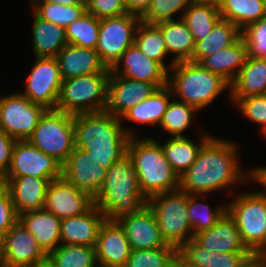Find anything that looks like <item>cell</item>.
<instances>
[{"label":"cell","mask_w":266,"mask_h":267,"mask_svg":"<svg viewBox=\"0 0 266 267\" xmlns=\"http://www.w3.org/2000/svg\"><path fill=\"white\" fill-rule=\"evenodd\" d=\"M237 155L234 143L211 135L202 145L193 164L179 177V189L202 196L246 181Z\"/></svg>","instance_id":"cell-1"},{"label":"cell","mask_w":266,"mask_h":267,"mask_svg":"<svg viewBox=\"0 0 266 267\" xmlns=\"http://www.w3.org/2000/svg\"><path fill=\"white\" fill-rule=\"evenodd\" d=\"M130 129H124L121 118L106 111L74 115L75 147L84 149L104 168L127 155Z\"/></svg>","instance_id":"cell-2"},{"label":"cell","mask_w":266,"mask_h":267,"mask_svg":"<svg viewBox=\"0 0 266 267\" xmlns=\"http://www.w3.org/2000/svg\"><path fill=\"white\" fill-rule=\"evenodd\" d=\"M94 204L106 216V220L119 218L139 212L147 199L141 193L137 173L131 158L126 155L107 169L104 184Z\"/></svg>","instance_id":"cell-3"},{"label":"cell","mask_w":266,"mask_h":267,"mask_svg":"<svg viewBox=\"0 0 266 267\" xmlns=\"http://www.w3.org/2000/svg\"><path fill=\"white\" fill-rule=\"evenodd\" d=\"M127 155L133 162L140 191L146 199L179 189V176L168 163L161 143L156 139L130 137Z\"/></svg>","instance_id":"cell-4"},{"label":"cell","mask_w":266,"mask_h":267,"mask_svg":"<svg viewBox=\"0 0 266 267\" xmlns=\"http://www.w3.org/2000/svg\"><path fill=\"white\" fill-rule=\"evenodd\" d=\"M173 73L168 75V86L181 102L195 107L198 111L211 103L231 84L221 75L203 68L191 61L174 63Z\"/></svg>","instance_id":"cell-5"},{"label":"cell","mask_w":266,"mask_h":267,"mask_svg":"<svg viewBox=\"0 0 266 267\" xmlns=\"http://www.w3.org/2000/svg\"><path fill=\"white\" fill-rule=\"evenodd\" d=\"M111 68L62 80L56 109L72 115L102 112L107 105Z\"/></svg>","instance_id":"cell-6"},{"label":"cell","mask_w":266,"mask_h":267,"mask_svg":"<svg viewBox=\"0 0 266 267\" xmlns=\"http://www.w3.org/2000/svg\"><path fill=\"white\" fill-rule=\"evenodd\" d=\"M27 140L63 165L75 148L74 115L47 109Z\"/></svg>","instance_id":"cell-7"},{"label":"cell","mask_w":266,"mask_h":267,"mask_svg":"<svg viewBox=\"0 0 266 267\" xmlns=\"http://www.w3.org/2000/svg\"><path fill=\"white\" fill-rule=\"evenodd\" d=\"M147 205L156 216L162 237L167 244L179 249L194 237L193 233L189 232L192 227L187 216L186 192L177 189L157 194L147 199Z\"/></svg>","instance_id":"cell-8"},{"label":"cell","mask_w":266,"mask_h":267,"mask_svg":"<svg viewBox=\"0 0 266 267\" xmlns=\"http://www.w3.org/2000/svg\"><path fill=\"white\" fill-rule=\"evenodd\" d=\"M246 247L258 254L266 248V195L262 191L238 195L226 205Z\"/></svg>","instance_id":"cell-9"},{"label":"cell","mask_w":266,"mask_h":267,"mask_svg":"<svg viewBox=\"0 0 266 267\" xmlns=\"http://www.w3.org/2000/svg\"><path fill=\"white\" fill-rule=\"evenodd\" d=\"M140 22V16L132 13L100 19L98 43L95 50L107 68H112L122 54L135 43V35Z\"/></svg>","instance_id":"cell-10"},{"label":"cell","mask_w":266,"mask_h":267,"mask_svg":"<svg viewBox=\"0 0 266 267\" xmlns=\"http://www.w3.org/2000/svg\"><path fill=\"white\" fill-rule=\"evenodd\" d=\"M47 109L21 93L0 98V130L16 140H27Z\"/></svg>","instance_id":"cell-11"},{"label":"cell","mask_w":266,"mask_h":267,"mask_svg":"<svg viewBox=\"0 0 266 267\" xmlns=\"http://www.w3.org/2000/svg\"><path fill=\"white\" fill-rule=\"evenodd\" d=\"M23 94L32 103L56 109L62 78L56 58L36 57Z\"/></svg>","instance_id":"cell-12"},{"label":"cell","mask_w":266,"mask_h":267,"mask_svg":"<svg viewBox=\"0 0 266 267\" xmlns=\"http://www.w3.org/2000/svg\"><path fill=\"white\" fill-rule=\"evenodd\" d=\"M33 176L44 179L62 177V164L38 150L28 140L14 144L9 170L4 177Z\"/></svg>","instance_id":"cell-13"},{"label":"cell","mask_w":266,"mask_h":267,"mask_svg":"<svg viewBox=\"0 0 266 267\" xmlns=\"http://www.w3.org/2000/svg\"><path fill=\"white\" fill-rule=\"evenodd\" d=\"M107 169L93 159L84 149L75 147L62 165V177L78 190L88 193L93 199L102 188Z\"/></svg>","instance_id":"cell-14"},{"label":"cell","mask_w":266,"mask_h":267,"mask_svg":"<svg viewBox=\"0 0 266 267\" xmlns=\"http://www.w3.org/2000/svg\"><path fill=\"white\" fill-rule=\"evenodd\" d=\"M93 205L94 199L88 193L61 177L49 183L43 209L64 219L84 214Z\"/></svg>","instance_id":"cell-15"},{"label":"cell","mask_w":266,"mask_h":267,"mask_svg":"<svg viewBox=\"0 0 266 267\" xmlns=\"http://www.w3.org/2000/svg\"><path fill=\"white\" fill-rule=\"evenodd\" d=\"M157 90L153 83L137 81L110 73L105 111L121 118L132 107Z\"/></svg>","instance_id":"cell-16"},{"label":"cell","mask_w":266,"mask_h":267,"mask_svg":"<svg viewBox=\"0 0 266 267\" xmlns=\"http://www.w3.org/2000/svg\"><path fill=\"white\" fill-rule=\"evenodd\" d=\"M123 228L131 250L158 249L168 244L163 239L156 216L148 205L139 212L117 220Z\"/></svg>","instance_id":"cell-17"},{"label":"cell","mask_w":266,"mask_h":267,"mask_svg":"<svg viewBox=\"0 0 266 267\" xmlns=\"http://www.w3.org/2000/svg\"><path fill=\"white\" fill-rule=\"evenodd\" d=\"M47 255L31 233L17 221L4 235L0 262L7 267H28Z\"/></svg>","instance_id":"cell-18"},{"label":"cell","mask_w":266,"mask_h":267,"mask_svg":"<svg viewBox=\"0 0 266 267\" xmlns=\"http://www.w3.org/2000/svg\"><path fill=\"white\" fill-rule=\"evenodd\" d=\"M121 65L124 67L122 71ZM111 72L129 79L153 83L157 88L168 85L169 71L161 63L142 53L135 43L122 54Z\"/></svg>","instance_id":"cell-19"},{"label":"cell","mask_w":266,"mask_h":267,"mask_svg":"<svg viewBox=\"0 0 266 267\" xmlns=\"http://www.w3.org/2000/svg\"><path fill=\"white\" fill-rule=\"evenodd\" d=\"M95 249L99 267H124L131 252L123 228L111 220L102 224Z\"/></svg>","instance_id":"cell-20"},{"label":"cell","mask_w":266,"mask_h":267,"mask_svg":"<svg viewBox=\"0 0 266 267\" xmlns=\"http://www.w3.org/2000/svg\"><path fill=\"white\" fill-rule=\"evenodd\" d=\"M55 179H44L33 176L3 177L10 192L12 203L17 214L42 210L49 183Z\"/></svg>","instance_id":"cell-21"},{"label":"cell","mask_w":266,"mask_h":267,"mask_svg":"<svg viewBox=\"0 0 266 267\" xmlns=\"http://www.w3.org/2000/svg\"><path fill=\"white\" fill-rule=\"evenodd\" d=\"M106 216L94 204L87 212L61 219L60 242L71 245L95 246Z\"/></svg>","instance_id":"cell-22"},{"label":"cell","mask_w":266,"mask_h":267,"mask_svg":"<svg viewBox=\"0 0 266 267\" xmlns=\"http://www.w3.org/2000/svg\"><path fill=\"white\" fill-rule=\"evenodd\" d=\"M193 239L206 250L215 253L251 252L227 212L212 228L195 234Z\"/></svg>","instance_id":"cell-23"},{"label":"cell","mask_w":266,"mask_h":267,"mask_svg":"<svg viewBox=\"0 0 266 267\" xmlns=\"http://www.w3.org/2000/svg\"><path fill=\"white\" fill-rule=\"evenodd\" d=\"M62 80L104 72L107 67L95 49L67 44L55 57Z\"/></svg>","instance_id":"cell-24"},{"label":"cell","mask_w":266,"mask_h":267,"mask_svg":"<svg viewBox=\"0 0 266 267\" xmlns=\"http://www.w3.org/2000/svg\"><path fill=\"white\" fill-rule=\"evenodd\" d=\"M18 221L31 233L46 255L59 246L61 219L53 213L44 209L30 211L19 214Z\"/></svg>","instance_id":"cell-25"},{"label":"cell","mask_w":266,"mask_h":267,"mask_svg":"<svg viewBox=\"0 0 266 267\" xmlns=\"http://www.w3.org/2000/svg\"><path fill=\"white\" fill-rule=\"evenodd\" d=\"M248 48L241 36L235 43L204 57L199 64L209 71L221 75L230 84L235 80L248 58Z\"/></svg>","instance_id":"cell-26"},{"label":"cell","mask_w":266,"mask_h":267,"mask_svg":"<svg viewBox=\"0 0 266 267\" xmlns=\"http://www.w3.org/2000/svg\"><path fill=\"white\" fill-rule=\"evenodd\" d=\"M230 89L236 103L248 96L266 95V58L248 56Z\"/></svg>","instance_id":"cell-27"},{"label":"cell","mask_w":266,"mask_h":267,"mask_svg":"<svg viewBox=\"0 0 266 267\" xmlns=\"http://www.w3.org/2000/svg\"><path fill=\"white\" fill-rule=\"evenodd\" d=\"M156 25L163 33L168 54H176L170 63V67L178 62H192L196 42L182 18L162 21Z\"/></svg>","instance_id":"cell-28"},{"label":"cell","mask_w":266,"mask_h":267,"mask_svg":"<svg viewBox=\"0 0 266 267\" xmlns=\"http://www.w3.org/2000/svg\"><path fill=\"white\" fill-rule=\"evenodd\" d=\"M32 44L36 57L55 58L68 44L65 28L38 17L34 12Z\"/></svg>","instance_id":"cell-29"},{"label":"cell","mask_w":266,"mask_h":267,"mask_svg":"<svg viewBox=\"0 0 266 267\" xmlns=\"http://www.w3.org/2000/svg\"><path fill=\"white\" fill-rule=\"evenodd\" d=\"M241 37V29L229 20L220 18L204 39L195 43L192 62L199 63L204 57L235 43Z\"/></svg>","instance_id":"cell-30"},{"label":"cell","mask_w":266,"mask_h":267,"mask_svg":"<svg viewBox=\"0 0 266 267\" xmlns=\"http://www.w3.org/2000/svg\"><path fill=\"white\" fill-rule=\"evenodd\" d=\"M171 95L173 96L168 85L157 88L148 98L142 100L125 113L121 117V120L128 119L132 122L152 125L157 124L160 126L166 108L170 102L169 98Z\"/></svg>","instance_id":"cell-31"},{"label":"cell","mask_w":266,"mask_h":267,"mask_svg":"<svg viewBox=\"0 0 266 267\" xmlns=\"http://www.w3.org/2000/svg\"><path fill=\"white\" fill-rule=\"evenodd\" d=\"M210 137L208 134L202 135L199 146L185 136L172 137L161 144L165 158L179 177L193 164L202 145Z\"/></svg>","instance_id":"cell-32"},{"label":"cell","mask_w":266,"mask_h":267,"mask_svg":"<svg viewBox=\"0 0 266 267\" xmlns=\"http://www.w3.org/2000/svg\"><path fill=\"white\" fill-rule=\"evenodd\" d=\"M218 9L222 19L229 20L243 30L262 18L266 4L263 0H220Z\"/></svg>","instance_id":"cell-33"},{"label":"cell","mask_w":266,"mask_h":267,"mask_svg":"<svg viewBox=\"0 0 266 267\" xmlns=\"http://www.w3.org/2000/svg\"><path fill=\"white\" fill-rule=\"evenodd\" d=\"M181 18L197 42L208 36L221 15L217 4L192 2Z\"/></svg>","instance_id":"cell-34"},{"label":"cell","mask_w":266,"mask_h":267,"mask_svg":"<svg viewBox=\"0 0 266 267\" xmlns=\"http://www.w3.org/2000/svg\"><path fill=\"white\" fill-rule=\"evenodd\" d=\"M135 44L147 57L161 63L167 70L171 68L163 61L168 52L163 33L156 24L141 21L136 31Z\"/></svg>","instance_id":"cell-35"},{"label":"cell","mask_w":266,"mask_h":267,"mask_svg":"<svg viewBox=\"0 0 266 267\" xmlns=\"http://www.w3.org/2000/svg\"><path fill=\"white\" fill-rule=\"evenodd\" d=\"M48 256L56 267H95L98 263L95 246L61 243Z\"/></svg>","instance_id":"cell-36"},{"label":"cell","mask_w":266,"mask_h":267,"mask_svg":"<svg viewBox=\"0 0 266 267\" xmlns=\"http://www.w3.org/2000/svg\"><path fill=\"white\" fill-rule=\"evenodd\" d=\"M100 19L87 11L65 28L68 44L95 49L98 43Z\"/></svg>","instance_id":"cell-37"},{"label":"cell","mask_w":266,"mask_h":267,"mask_svg":"<svg viewBox=\"0 0 266 267\" xmlns=\"http://www.w3.org/2000/svg\"><path fill=\"white\" fill-rule=\"evenodd\" d=\"M198 194L187 193V211L193 235L212 228L227 212L223 204L212 210L208 204L197 201Z\"/></svg>","instance_id":"cell-38"},{"label":"cell","mask_w":266,"mask_h":267,"mask_svg":"<svg viewBox=\"0 0 266 267\" xmlns=\"http://www.w3.org/2000/svg\"><path fill=\"white\" fill-rule=\"evenodd\" d=\"M86 6L87 5H62L49 2H34L33 12L43 20L66 28L87 11Z\"/></svg>","instance_id":"cell-39"},{"label":"cell","mask_w":266,"mask_h":267,"mask_svg":"<svg viewBox=\"0 0 266 267\" xmlns=\"http://www.w3.org/2000/svg\"><path fill=\"white\" fill-rule=\"evenodd\" d=\"M177 256L178 249L169 244L158 249L131 250L124 267H170Z\"/></svg>","instance_id":"cell-40"},{"label":"cell","mask_w":266,"mask_h":267,"mask_svg":"<svg viewBox=\"0 0 266 267\" xmlns=\"http://www.w3.org/2000/svg\"><path fill=\"white\" fill-rule=\"evenodd\" d=\"M196 111L198 110L195 107L185 102L170 101L160 126L166 132L174 135L173 137H184L181 133L190 126Z\"/></svg>","instance_id":"cell-41"},{"label":"cell","mask_w":266,"mask_h":267,"mask_svg":"<svg viewBox=\"0 0 266 267\" xmlns=\"http://www.w3.org/2000/svg\"><path fill=\"white\" fill-rule=\"evenodd\" d=\"M192 0H152L148 10L140 17L147 24H157L162 21L175 20L173 15L189 7Z\"/></svg>","instance_id":"cell-42"},{"label":"cell","mask_w":266,"mask_h":267,"mask_svg":"<svg viewBox=\"0 0 266 267\" xmlns=\"http://www.w3.org/2000/svg\"><path fill=\"white\" fill-rule=\"evenodd\" d=\"M248 54L254 58H266V12L262 18L241 30Z\"/></svg>","instance_id":"cell-43"},{"label":"cell","mask_w":266,"mask_h":267,"mask_svg":"<svg viewBox=\"0 0 266 267\" xmlns=\"http://www.w3.org/2000/svg\"><path fill=\"white\" fill-rule=\"evenodd\" d=\"M215 254L200 246L193 238L178 249V257L190 267H214Z\"/></svg>","instance_id":"cell-44"},{"label":"cell","mask_w":266,"mask_h":267,"mask_svg":"<svg viewBox=\"0 0 266 267\" xmlns=\"http://www.w3.org/2000/svg\"><path fill=\"white\" fill-rule=\"evenodd\" d=\"M237 107L252 122L263 126L262 133L266 137V95L242 98L237 102Z\"/></svg>","instance_id":"cell-45"},{"label":"cell","mask_w":266,"mask_h":267,"mask_svg":"<svg viewBox=\"0 0 266 267\" xmlns=\"http://www.w3.org/2000/svg\"><path fill=\"white\" fill-rule=\"evenodd\" d=\"M87 12L98 19L127 14L125 0H87Z\"/></svg>","instance_id":"cell-46"},{"label":"cell","mask_w":266,"mask_h":267,"mask_svg":"<svg viewBox=\"0 0 266 267\" xmlns=\"http://www.w3.org/2000/svg\"><path fill=\"white\" fill-rule=\"evenodd\" d=\"M18 221V214L12 203L8 187L0 182V230L6 234Z\"/></svg>","instance_id":"cell-47"},{"label":"cell","mask_w":266,"mask_h":267,"mask_svg":"<svg viewBox=\"0 0 266 267\" xmlns=\"http://www.w3.org/2000/svg\"><path fill=\"white\" fill-rule=\"evenodd\" d=\"M17 140L0 130V180L7 174Z\"/></svg>","instance_id":"cell-48"},{"label":"cell","mask_w":266,"mask_h":267,"mask_svg":"<svg viewBox=\"0 0 266 267\" xmlns=\"http://www.w3.org/2000/svg\"><path fill=\"white\" fill-rule=\"evenodd\" d=\"M252 252L216 253L214 267H238Z\"/></svg>","instance_id":"cell-49"},{"label":"cell","mask_w":266,"mask_h":267,"mask_svg":"<svg viewBox=\"0 0 266 267\" xmlns=\"http://www.w3.org/2000/svg\"><path fill=\"white\" fill-rule=\"evenodd\" d=\"M152 0H125L128 13L142 16L149 8Z\"/></svg>","instance_id":"cell-50"},{"label":"cell","mask_w":266,"mask_h":267,"mask_svg":"<svg viewBox=\"0 0 266 267\" xmlns=\"http://www.w3.org/2000/svg\"><path fill=\"white\" fill-rule=\"evenodd\" d=\"M248 178H251L257 182H259L261 185L264 186V190L262 191L266 195V167H259V168H253V170H249Z\"/></svg>","instance_id":"cell-51"},{"label":"cell","mask_w":266,"mask_h":267,"mask_svg":"<svg viewBox=\"0 0 266 267\" xmlns=\"http://www.w3.org/2000/svg\"><path fill=\"white\" fill-rule=\"evenodd\" d=\"M33 2H49L62 5H87V0H32Z\"/></svg>","instance_id":"cell-52"},{"label":"cell","mask_w":266,"mask_h":267,"mask_svg":"<svg viewBox=\"0 0 266 267\" xmlns=\"http://www.w3.org/2000/svg\"><path fill=\"white\" fill-rule=\"evenodd\" d=\"M238 267H258L257 254L248 256Z\"/></svg>","instance_id":"cell-53"},{"label":"cell","mask_w":266,"mask_h":267,"mask_svg":"<svg viewBox=\"0 0 266 267\" xmlns=\"http://www.w3.org/2000/svg\"><path fill=\"white\" fill-rule=\"evenodd\" d=\"M28 267H56L55 263L47 255L44 259L35 262L33 265Z\"/></svg>","instance_id":"cell-54"},{"label":"cell","mask_w":266,"mask_h":267,"mask_svg":"<svg viewBox=\"0 0 266 267\" xmlns=\"http://www.w3.org/2000/svg\"><path fill=\"white\" fill-rule=\"evenodd\" d=\"M258 267H266V248L261 250L258 254Z\"/></svg>","instance_id":"cell-55"},{"label":"cell","mask_w":266,"mask_h":267,"mask_svg":"<svg viewBox=\"0 0 266 267\" xmlns=\"http://www.w3.org/2000/svg\"><path fill=\"white\" fill-rule=\"evenodd\" d=\"M170 267H190V266H188L182 259H180L177 256V258L171 263Z\"/></svg>","instance_id":"cell-56"},{"label":"cell","mask_w":266,"mask_h":267,"mask_svg":"<svg viewBox=\"0 0 266 267\" xmlns=\"http://www.w3.org/2000/svg\"><path fill=\"white\" fill-rule=\"evenodd\" d=\"M220 0H192V2H204V3H213L217 4L219 3Z\"/></svg>","instance_id":"cell-57"},{"label":"cell","mask_w":266,"mask_h":267,"mask_svg":"<svg viewBox=\"0 0 266 267\" xmlns=\"http://www.w3.org/2000/svg\"><path fill=\"white\" fill-rule=\"evenodd\" d=\"M4 233L0 230V254L2 252L3 249V245H4Z\"/></svg>","instance_id":"cell-58"},{"label":"cell","mask_w":266,"mask_h":267,"mask_svg":"<svg viewBox=\"0 0 266 267\" xmlns=\"http://www.w3.org/2000/svg\"><path fill=\"white\" fill-rule=\"evenodd\" d=\"M0 267H7L3 263L0 262Z\"/></svg>","instance_id":"cell-59"}]
</instances>
